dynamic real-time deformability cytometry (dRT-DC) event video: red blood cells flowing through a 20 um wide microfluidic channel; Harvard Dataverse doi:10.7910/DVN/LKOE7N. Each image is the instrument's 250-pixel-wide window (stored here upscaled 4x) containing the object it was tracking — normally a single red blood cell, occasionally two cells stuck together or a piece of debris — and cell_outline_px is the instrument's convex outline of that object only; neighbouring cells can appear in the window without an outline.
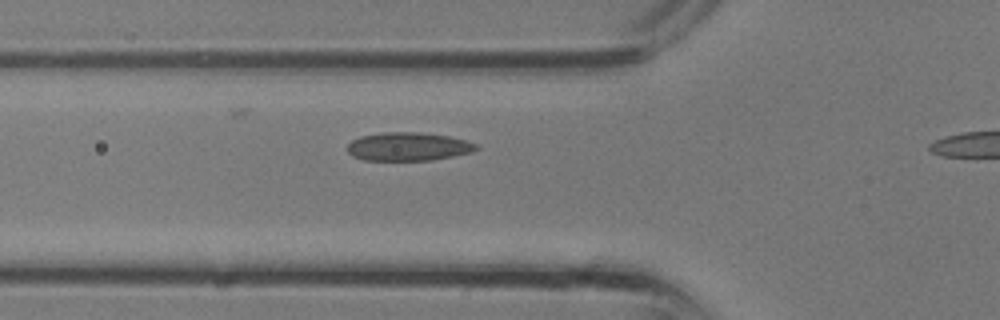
{"species": "common noctule bat (a hibernating species)", "species_latin": "Nyctalus noctula", "temperature_condition": "room temperature", "stored_images_in_passage": 8, "camera_frame_rate_fps": 3000, "um_per_image_px": 0.085, "animal": {"sex": "male", "body_mass_g": 13.3}, "frame": {"image": 1, "passage_image": 7, "time_ms": 2.0, "image_size_px": [1000, 320], "cell_outline_px": [[480, 148], [472, 152], [432, 160], [364, 160], [352, 156], [348, 152], [348, 144], [352, 140], [360, 136], [380, 132], [420, 132], [448, 136], [480, 144]], "centroid_in_image_um": [34.71, 12.45], "position_along_channel_um": 91.1, "area_um2": 21.44}}